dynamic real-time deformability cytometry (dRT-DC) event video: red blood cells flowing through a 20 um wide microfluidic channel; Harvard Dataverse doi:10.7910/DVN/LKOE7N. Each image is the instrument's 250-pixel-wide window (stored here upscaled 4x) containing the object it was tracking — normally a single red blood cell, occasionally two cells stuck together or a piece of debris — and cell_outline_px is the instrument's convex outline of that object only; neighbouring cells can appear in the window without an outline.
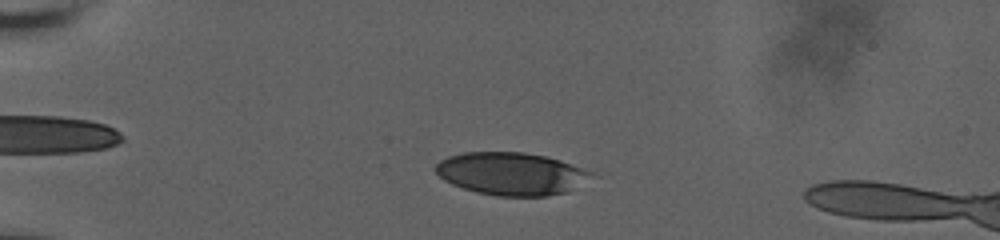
{"species": "human", "species_latin": "Homo sapiens", "temperature_condition": "room temperature", "stored_images_in_passage": 56, "camera_frame_rate_fps": 3000, "um_per_image_px": 0.085, "donor": {"sex": "male"}, "frame": {"image": 1, "passage_image": 12, "time_ms": 3.0, "image_size_px": [1000, 240], "cell_outline_px": [[600, 176], [568, 192], [544, 196], [500, 196], [476, 192], [452, 184], [444, 180], [436, 172], [436, 164], [440, 160], [448, 156], [464, 152], [524, 152], [544, 156], [560, 160], [592, 172]], "centroid_in_image_um": [43.53, 14.77], "position_along_channel_um": 41.5, "area_um2": 38.96}}
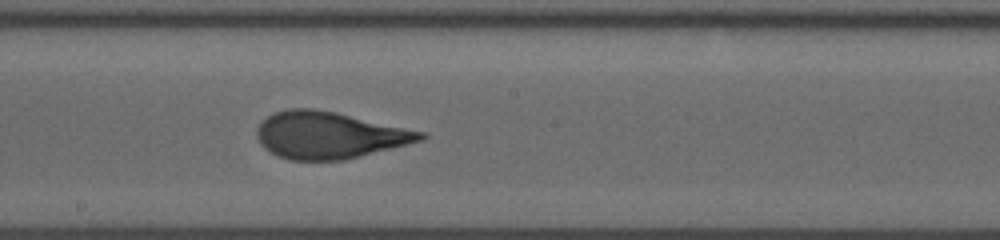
{"frame": {"image": 2, "passage_image": 35, "time_ms": 9.333, "image_size_px": [1000, 240], "cell_outline_px": [[428, 136], [424, 140], [344, 160], [288, 160], [268, 152], [260, 144], [256, 136], [256, 128], [272, 112], [288, 108], [312, 108], [336, 112], [424, 132]], "centroid_in_image_um": [27.94, 11.49], "position_along_channel_um": 220.3, "area_um2": 44.74}}
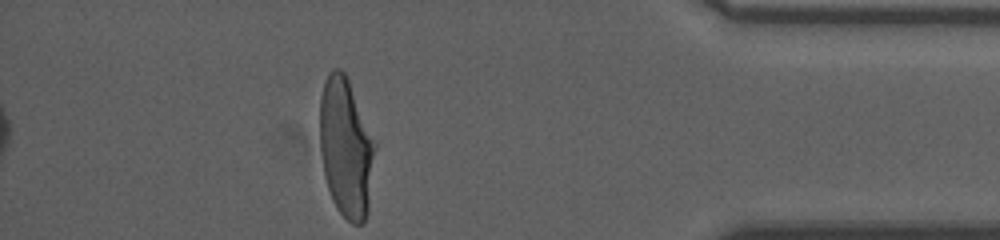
{"frame": {"image": 3, "passage_image": 56, "time_ms": 15.333, "image_size_px": [1000, 240], "cell_outline_px": [[376, 148], [368, 212], [364, 224], [352, 224], [336, 208], [332, 200], [324, 176], [320, 148], [320, 96], [328, 72], [332, 68], [340, 68], [344, 72], [348, 80], [376, 144]], "centroid_in_image_um": [29.4, 12.59], "position_along_channel_um": 405.8, "area_um2": 44.85}, "authors_computed_cell_mechanics": {"area_um2": 43.2922, "velocity_mm_per_s": 3.6572, "shape_relaxation_time_tau1_ms": 5.1688, "shape_relaxation_time_tau2_ms": 0.7743, "deformation_change_tau1": 0.2121, "deformation_change_tau2": 0.0818}}